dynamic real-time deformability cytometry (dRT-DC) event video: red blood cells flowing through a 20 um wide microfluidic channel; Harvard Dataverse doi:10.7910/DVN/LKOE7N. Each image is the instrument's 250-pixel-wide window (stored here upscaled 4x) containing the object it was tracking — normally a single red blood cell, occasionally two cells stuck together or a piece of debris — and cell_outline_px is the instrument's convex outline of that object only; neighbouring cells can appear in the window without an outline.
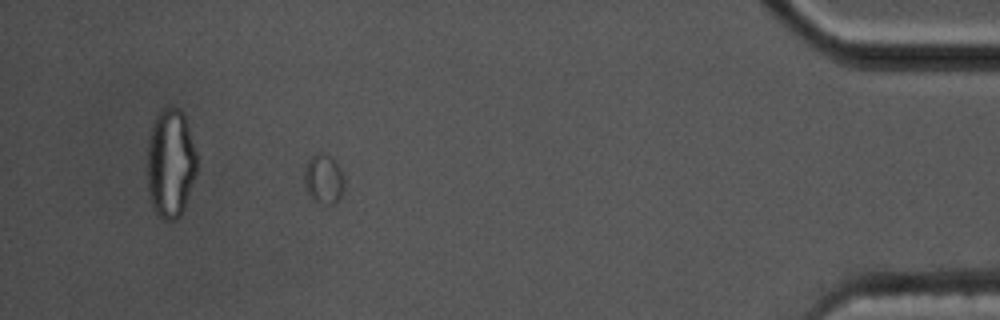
{"species": "common noctule bat (a hibernating species)", "species_latin": "Nyctalus noctula", "temperature_condition": "cold", "stored_images_in_passage": 59, "camera_frame_rate_fps": 3000, "um_per_image_px": 0.085, "animal": {"sex": "male", "body_mass_g": 17.5, "forearm_length_mm": 52.3}, "frame": {"image": 1, "passage_image": 53, "time_ms": 17.333, "image_size_px": [1000, 320], "cell_outline_px": [[344, 192], [332, 204], [328, 204], [312, 200], [304, 184], [304, 168], [308, 160], [316, 152], [320, 152], [328, 156], [340, 168], [344, 180]], "centroid_in_image_um": [27.49, 15.22], "position_along_channel_um": 407.7, "area_um2": 11.39}}